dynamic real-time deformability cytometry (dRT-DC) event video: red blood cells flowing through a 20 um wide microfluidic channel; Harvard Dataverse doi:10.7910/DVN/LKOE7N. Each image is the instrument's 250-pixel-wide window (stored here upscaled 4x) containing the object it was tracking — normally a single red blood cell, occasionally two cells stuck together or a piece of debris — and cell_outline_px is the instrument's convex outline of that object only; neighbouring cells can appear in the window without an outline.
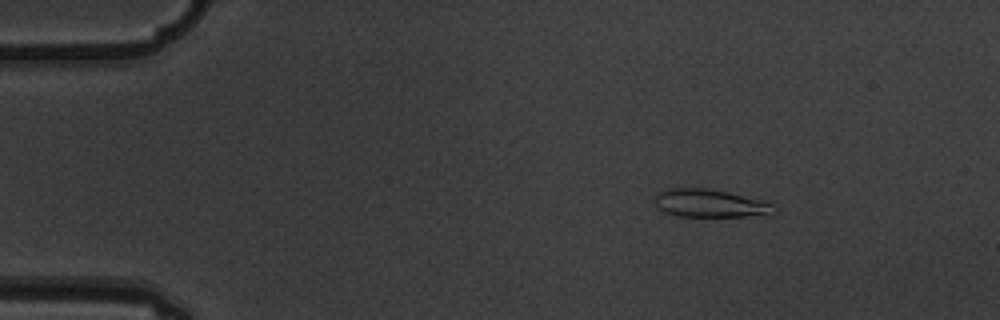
{"species": "common noctule bat (a hibernating species)", "species_latin": "Nyctalus noctula", "temperature_condition": "warm", "stored_images_in_passage": 3, "camera_frame_rate_fps": 3000, "um_per_image_px": 0.085, "animal": {"sex": "male", "body_mass_g": 19.5, "forearm_length_mm": 54.6}, "frame": {"image": 1, "passage_image": 1, "time_ms": 0.0, "image_size_px": [1000, 320], "cell_outline_px": [[776, 212], [772, 216], [680, 216], [664, 212], [656, 204], [656, 196], [664, 188], [704, 188], [728, 192], [764, 200], [772, 204], [776, 208]], "centroid_in_image_um": [60.44, 17.29], "position_along_channel_um": 24.6, "area_um2": 19.54}}